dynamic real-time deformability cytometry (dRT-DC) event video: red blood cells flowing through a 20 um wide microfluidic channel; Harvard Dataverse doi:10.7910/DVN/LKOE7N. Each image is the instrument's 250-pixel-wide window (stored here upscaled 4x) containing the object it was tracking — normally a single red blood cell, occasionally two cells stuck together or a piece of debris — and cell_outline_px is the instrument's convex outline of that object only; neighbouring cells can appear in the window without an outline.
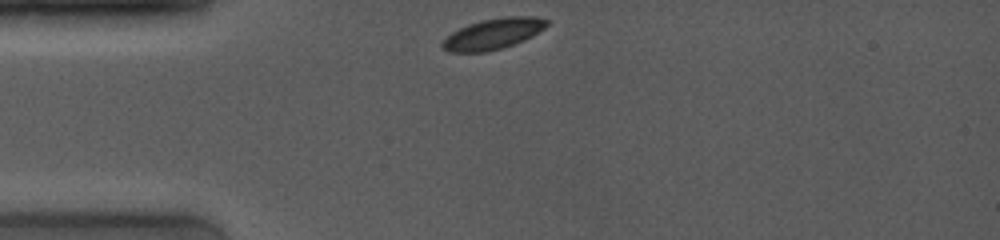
{"species": "common noctule bat (a hibernating species)", "species_latin": "Nyctalus noctula", "temperature_condition": "room temperature", "stored_images_in_passage": 26, "camera_frame_rate_fps": 4000, "um_per_image_px": 0.085, "animal": {"sex": "female", "body_mass_g": 19.0, "forearm_length_mm": 53.3}, "frame": {"image": 1, "passage_image": 1, "time_ms": 0.0, "image_size_px": [1000, 240], "cell_outline_px": [[552, 20], [544, 28], [532, 36], [524, 40], [500, 48], [484, 52], [448, 52], [440, 48], [440, 44], [452, 32], [468, 24], [480, 20], [504, 16], [536, 16]], "centroid_in_image_um": [41.92, 2.86], "position_along_channel_um": 43.1, "area_um2": 18.84}}
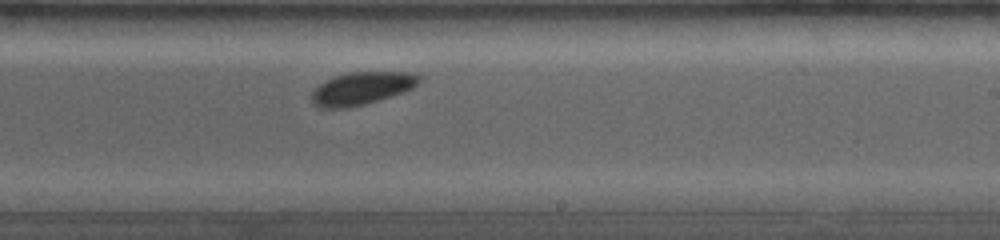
{"frame": {"image": 2, "passage_image": 16, "time_ms": 6.0, "image_size_px": [1000, 240], "cell_outline_px": [[420, 80], [412, 88], [404, 92], [364, 104], [348, 108], [320, 108], [312, 104], [312, 92], [324, 80], [336, 76], [352, 72], [408, 72], [420, 76]], "centroid_in_image_um": [30.72, 7.52], "position_along_channel_um": 258.3, "area_um2": 20.29}}
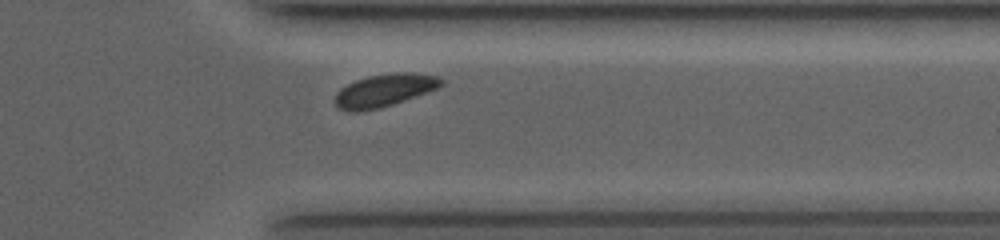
{"frame": {"image": 3, "passage_image": 24, "time_ms": 9.0, "image_size_px": [1000, 240], "cell_outline_px": [[444, 84], [428, 92], [380, 108], [356, 112], [348, 112], [336, 108], [336, 92], [340, 88], [356, 80], [368, 76], [396, 72], [412, 72], [436, 76], [444, 80]], "centroid_in_image_um": [32.65, 7.68], "position_along_channel_um": 378.7, "area_um2": 20.23}, "authors_computed_cell_mechanics": {"area_um2": 19.9699, "velocity_mm_per_s": 3.9647, "shape_relaxation_time_tau1_ms": 1.9204, "shape_relaxation_time_tau2_ms": 4.2293, "deformation_change_tau1": 0.0804, "deformation_change_tau2": 0.049}}